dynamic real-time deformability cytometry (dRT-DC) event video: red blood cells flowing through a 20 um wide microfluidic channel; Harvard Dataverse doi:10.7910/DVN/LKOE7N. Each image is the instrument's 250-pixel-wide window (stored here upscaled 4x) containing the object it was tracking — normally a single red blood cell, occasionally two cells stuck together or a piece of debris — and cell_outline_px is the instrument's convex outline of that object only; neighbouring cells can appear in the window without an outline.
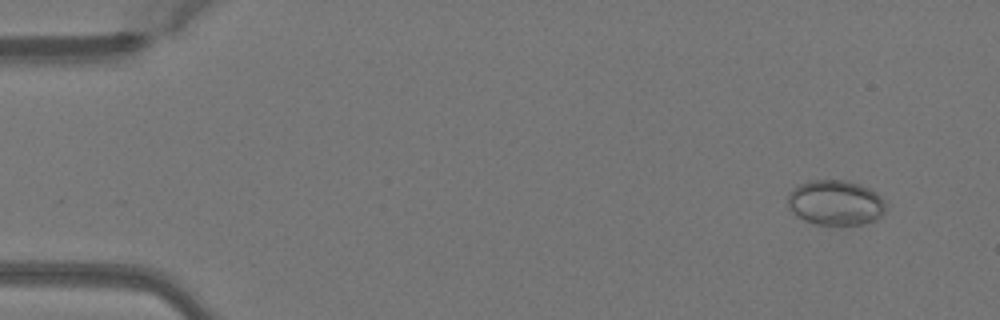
{"species": "Egyptian fruit bat (a non-hibernating species)", "species_latin": "Rousettus aegyptiacus", "temperature_condition": "warm", "stored_images_in_passage": 9, "camera_frame_rate_fps": 3000, "um_per_image_px": 0.085, "animal": {"sex": "female"}, "frame": {"image": 1, "passage_image": 1, "time_ms": 0.0, "image_size_px": [1000, 320], "cell_outline_px": [[884, 212], [876, 220], [864, 224], [816, 224], [804, 220], [796, 216], [788, 208], [788, 192], [800, 184], [812, 180], [844, 180], [860, 184], [876, 192], [884, 200]], "centroid_in_image_um": [71.0, 17.23], "position_along_channel_um": 14.0, "area_um2": 25.72}}